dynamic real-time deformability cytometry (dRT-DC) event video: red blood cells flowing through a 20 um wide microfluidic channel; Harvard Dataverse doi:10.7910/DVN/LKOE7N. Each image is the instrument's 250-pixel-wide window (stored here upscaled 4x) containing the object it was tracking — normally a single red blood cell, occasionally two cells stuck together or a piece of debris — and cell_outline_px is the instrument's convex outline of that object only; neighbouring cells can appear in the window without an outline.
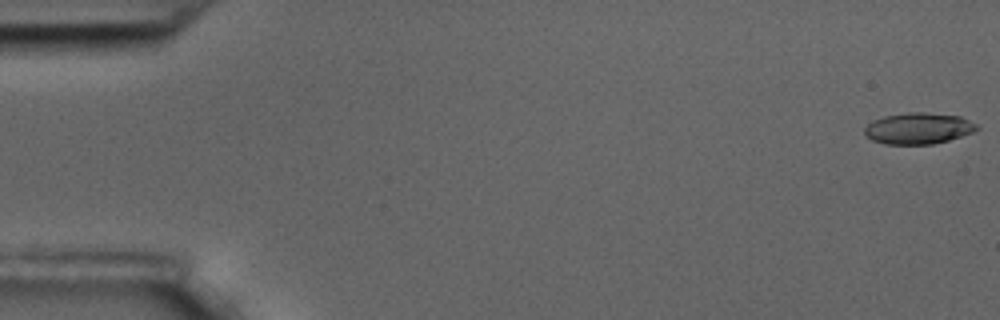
{"species": "common noctule bat (a hibernating species)", "species_latin": "Nyctalus noctula", "temperature_condition": "room temperature", "stored_images_in_passage": 59, "camera_frame_rate_fps": 3000, "um_per_image_px": 0.085, "animal": {"sex": "male", "body_mass_g": 17.5, "forearm_length_mm": 52.3}, "frame": {"image": 1, "passage_image": 1, "time_ms": 0.0, "image_size_px": [1000, 320], "cell_outline_px": [[980, 128], [972, 132], [948, 140], [932, 144], [884, 144], [872, 140], [864, 136], [864, 128], [872, 120], [884, 116], [908, 112], [924, 112], [960, 116], [976, 124]], "centroid_in_image_um": [78.01, 10.91], "position_along_channel_um": 7.0, "area_um2": 20.46}}
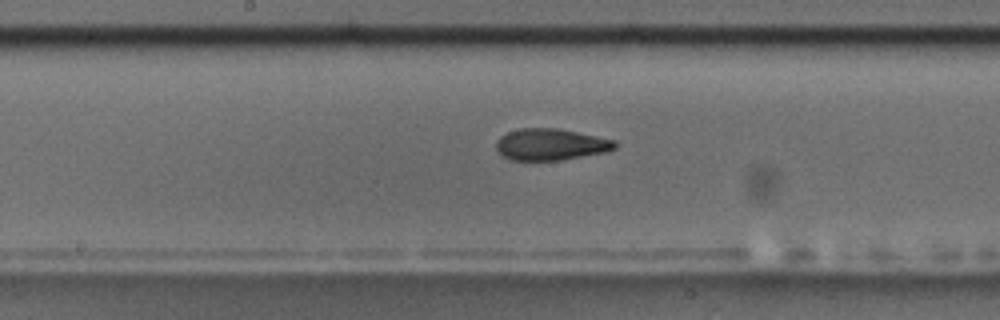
{"frame": {"image": 2, "passage_image": 31, "time_ms": 10.0, "image_size_px": [1000, 320], "cell_outline_px": [[616, 148], [608, 152], [560, 160], [512, 160], [504, 156], [496, 148], [496, 140], [500, 136], [508, 132], [520, 128], [556, 128], [616, 140]], "centroid_in_image_um": [46.82, 12.28], "position_along_channel_um": 201.4, "area_um2": 21.79}}
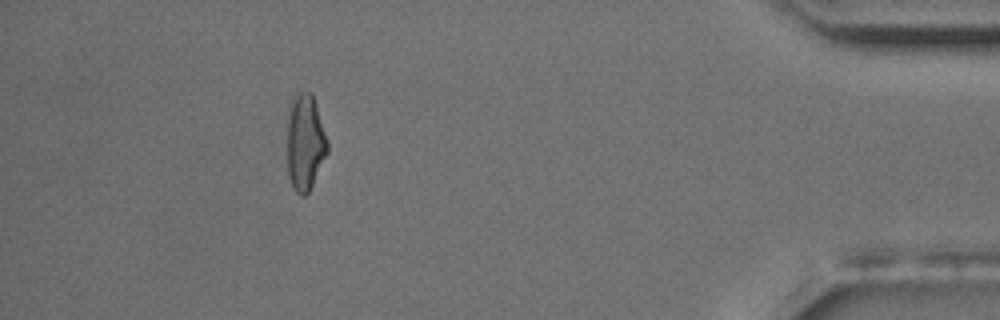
{"frame": {"image": 3, "passage_image": 54, "time_ms": 17.667, "image_size_px": [1000, 320], "cell_outline_px": [[328, 152], [308, 192], [304, 196], [300, 196], [296, 192], [288, 176], [288, 100], [296, 88], [312, 92], [316, 104], [328, 144]], "centroid_in_image_um": [25.9, 11.98], "position_along_channel_um": 409.3, "area_um2": 22.95}, "authors_computed_cell_mechanics": {"area_um2": 21.9062, "velocity_mm_per_s": 3.4252, "shape_relaxation_time_tau1_ms": 7.5269, "shape_relaxation_time_tau2_ms": 3.8233, "deformation_change_tau1": 0.1984, "deformation_change_tau2": 0.1151}}